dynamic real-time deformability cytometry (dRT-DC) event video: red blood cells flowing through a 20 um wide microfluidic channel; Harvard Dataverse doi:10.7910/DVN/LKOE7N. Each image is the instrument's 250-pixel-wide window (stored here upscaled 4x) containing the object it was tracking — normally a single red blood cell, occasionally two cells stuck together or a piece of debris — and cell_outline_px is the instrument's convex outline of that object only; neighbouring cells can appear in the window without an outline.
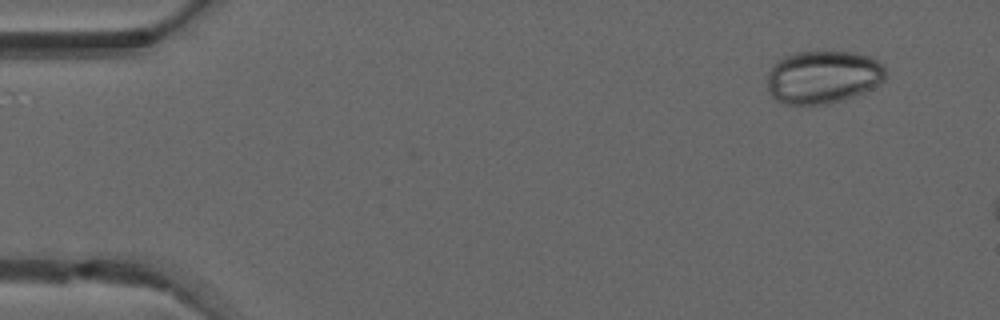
{"species": "common noctule bat (a hibernating species)", "species_latin": "Nyctalus noctula", "temperature_condition": "warm", "stored_images_in_passage": 7, "camera_frame_rate_fps": 3000, "um_per_image_px": 0.085, "animal": {"sex": "male", "forearm_length_mm": 52.5}, "frame": {"image": 1, "passage_image": 1, "time_ms": 0.0, "image_size_px": [1000, 320], "cell_outline_px": [[884, 80], [880, 84], [856, 96], [828, 104], [784, 104], [776, 100], [768, 92], [768, 72], [772, 64], [776, 60], [784, 56], [796, 52], [856, 52], [872, 56], [884, 68]], "centroid_in_image_um": [69.93, 6.55], "position_along_channel_um": 15.1, "area_um2": 36.76}}